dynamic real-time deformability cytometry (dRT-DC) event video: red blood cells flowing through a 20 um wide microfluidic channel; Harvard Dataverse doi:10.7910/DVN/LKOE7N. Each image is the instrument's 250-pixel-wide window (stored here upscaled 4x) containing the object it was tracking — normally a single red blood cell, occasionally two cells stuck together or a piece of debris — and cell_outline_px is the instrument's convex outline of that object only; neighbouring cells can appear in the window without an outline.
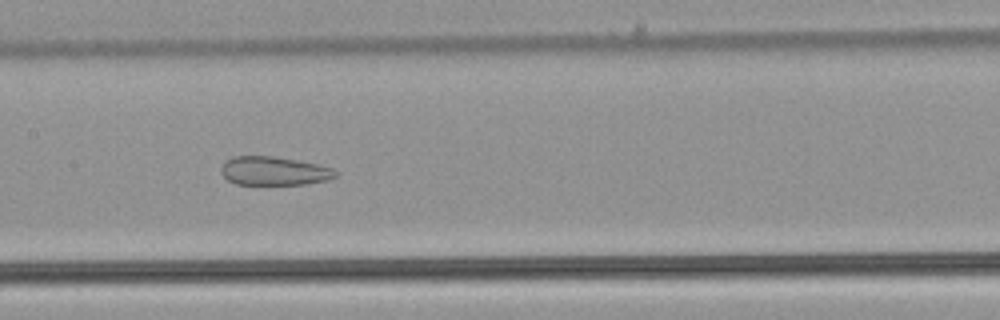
{"species": "common noctule bat (a hibernating species)", "species_latin": "Nyctalus noctula", "temperature_condition": "warm", "stored_images_in_passage": 41, "camera_frame_rate_fps": 3000, "um_per_image_px": 0.085, "animal": {"sex": "male", "body_mass_g": 21.5, "forearm_length_mm": 52.0}, "frame": {"image": 1, "passage_image": 20, "time_ms": 6.333, "image_size_px": [1000, 320], "cell_outline_px": [[340, 172], [336, 176], [328, 180], [304, 184], [236, 184], [228, 180], [220, 172], [220, 168], [224, 160], [232, 156], [272, 156], [296, 160], [316, 164], [332, 168]], "centroid_in_image_um": [23.27, 14.52], "position_along_channel_um": 184.1, "area_um2": 19.19}}
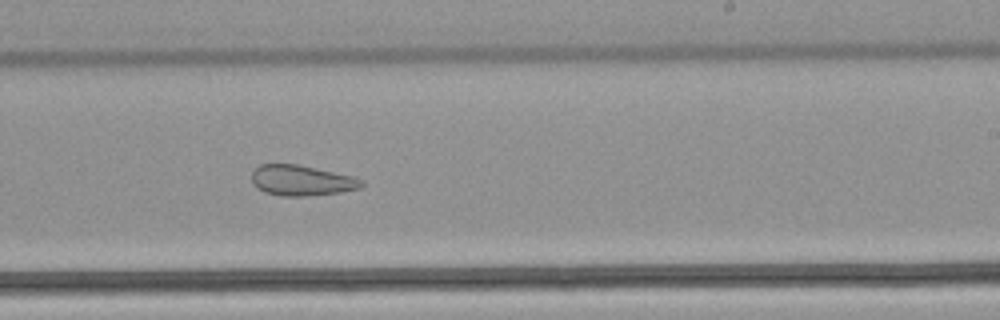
{"frame": {"image": 2, "passage_image": 26, "time_ms": 8.333, "image_size_px": [1000, 320], "cell_outline_px": [[364, 184], [360, 188], [340, 192], [304, 196], [284, 196], [264, 192], [256, 188], [252, 184], [252, 172], [260, 164], [296, 164], [352, 176], [364, 180]], "centroid_in_image_um": [25.61, 15.34], "position_along_channel_um": 263.4, "area_um2": 19.42}}
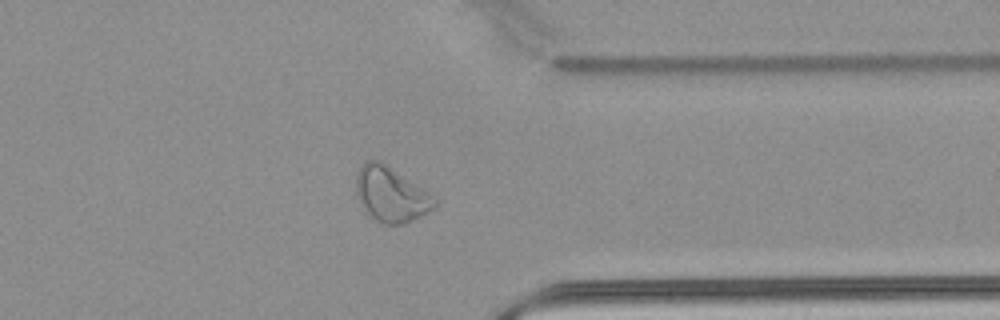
{"frame": {"image": 3, "passage_image": 35, "time_ms": 11.333, "image_size_px": [1000, 320], "cell_outline_px": [[436, 204], [432, 208], [420, 216], [404, 224], [384, 224], [376, 220], [364, 212], [356, 196], [356, 172], [368, 160], [380, 160], [432, 196], [436, 200]], "centroid_in_image_um": [33.15, 16.54], "position_along_channel_um": 378.2, "area_um2": 24.62}, "authors_computed_cell_mechanics": {"area_um2": 23.409, "velocity_mm_per_s": 3.9853, "shape_relaxation_time_tau1_ms": null, "shape_relaxation_time_tau2_ms": 1.845, "deformation_change_tau1": null, "deformation_change_tau2": 0.0975}}